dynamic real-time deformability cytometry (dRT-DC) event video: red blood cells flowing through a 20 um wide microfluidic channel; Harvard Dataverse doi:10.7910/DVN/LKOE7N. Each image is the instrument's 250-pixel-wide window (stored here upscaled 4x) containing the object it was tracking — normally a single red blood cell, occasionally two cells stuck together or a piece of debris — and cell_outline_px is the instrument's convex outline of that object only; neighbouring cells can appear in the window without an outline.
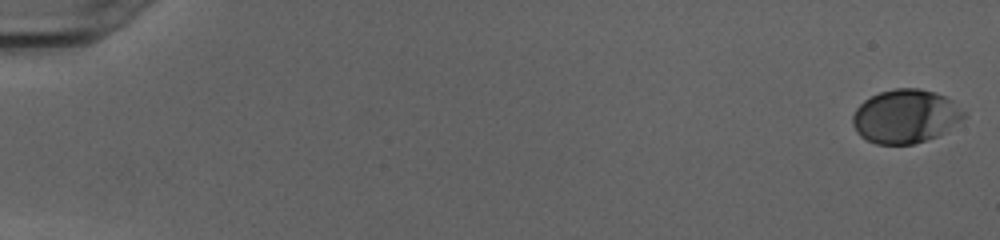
{"species": "human", "species_latin": "Homo sapiens", "temperature_condition": "cold", "stored_images_in_passage": 52, "camera_frame_rate_fps": 3000, "um_per_image_px": 0.085, "donor": {"sex": "female"}, "frame": {"image": 1, "passage_image": 1, "time_ms": 0.0, "image_size_px": [1000, 240], "cell_outline_px": [[968, 116], [944, 132], [936, 136], [912, 144], [876, 144], [860, 136], [856, 132], [852, 124], [852, 116], [856, 108], [864, 100], [880, 92], [896, 88], [920, 88], [936, 92], [952, 100]], "centroid_in_image_um": [76.96, 9.88], "position_along_channel_um": 8.0, "area_um2": 34.74}}
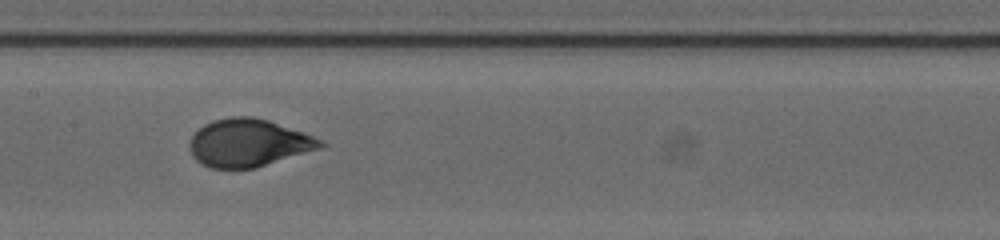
{"frame": {"image": 2, "passage_image": 28, "time_ms": 9.0, "image_size_px": [1000, 240], "cell_outline_px": [[328, 144], [320, 148], [256, 168], [212, 168], [200, 164], [192, 156], [188, 144], [192, 136], [204, 124], [212, 120], [232, 116], [252, 116], [268, 120], [304, 132]], "centroid_in_image_um": [21.1, 12.14], "position_along_channel_um": 186.3, "area_um2": 36.36}}
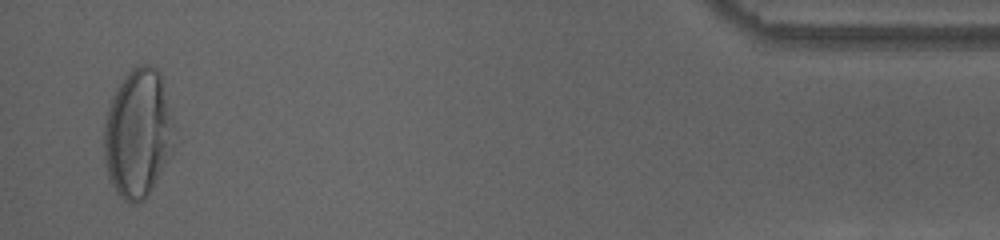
{"frame": {"image": 3, "passage_image": 51, "time_ms": 16.667, "image_size_px": [1000, 240], "cell_outline_px": [[172, 152], [152, 188], [144, 200], [132, 204], [128, 204], [116, 192], [108, 176], [104, 160], [104, 124], [108, 104], [116, 88], [124, 76], [132, 68], [140, 64], [152, 64], [160, 72], [164, 84], [172, 124]], "centroid_in_image_um": [11.69, 11.32], "position_along_channel_um": 423.5, "area_um2": 52.54}, "authors_computed_cell_mechanics": {"area_um2": 35.6626, "velocity_mm_per_s": 4.0142, "shape_relaxation_time_tau1_ms": 5.0002, "shape_relaxation_time_tau2_ms": null, "deformation_change_tau1": 0.2053, "deformation_change_tau2": null}}